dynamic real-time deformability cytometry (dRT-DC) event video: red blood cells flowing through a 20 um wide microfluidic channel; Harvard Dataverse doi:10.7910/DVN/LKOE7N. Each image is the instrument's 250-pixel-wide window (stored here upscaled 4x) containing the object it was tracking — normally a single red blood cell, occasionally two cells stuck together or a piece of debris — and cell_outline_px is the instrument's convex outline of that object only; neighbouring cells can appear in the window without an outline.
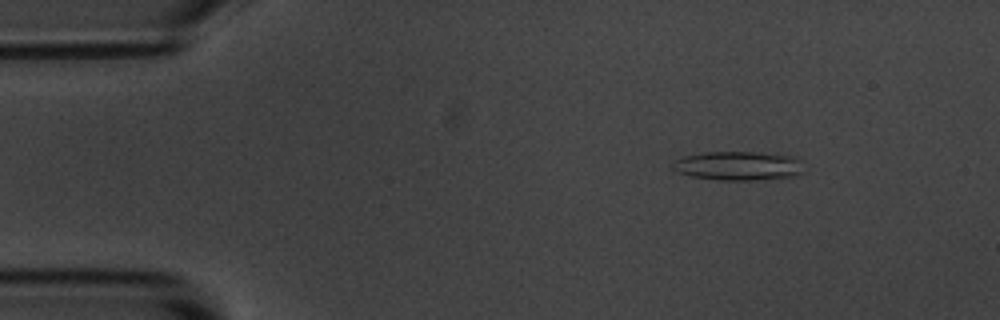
{"species": "common noctule bat (a hibernating species)", "species_latin": "Nyctalus noctula", "temperature_condition": "room temperature", "stored_images_in_passage": 51, "camera_frame_rate_fps": 3000, "um_per_image_px": 0.085, "animal": {"sex": "male", "body_mass_g": 20.1, "forearm_length_mm": 53.5}, "frame": {"image": 1, "passage_image": 2, "time_ms": 0.333, "image_size_px": [1000, 320], "cell_outline_px": [[804, 172], [796, 176], [764, 180], [720, 180], [692, 176], [676, 172], [672, 168], [672, 160], [684, 156], [704, 152], [756, 152], [796, 156]], "centroid_in_image_um": [62.74, 14.1], "position_along_channel_um": 22.3, "area_um2": 22.43}}
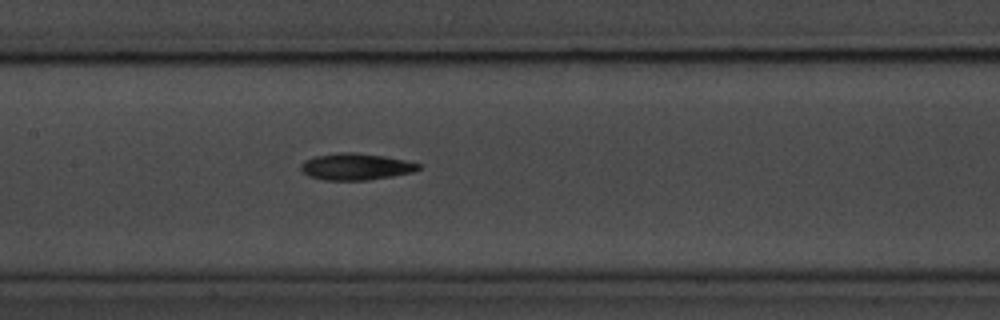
{"frame": {"image": 2, "passage_image": 21, "time_ms": 6.667, "image_size_px": [1000, 320], "cell_outline_px": [[420, 168], [412, 172], [392, 176], [368, 180], [324, 180], [308, 176], [300, 168], [300, 164], [304, 160], [316, 156], [340, 152], [352, 152], [384, 156], [404, 160], [420, 164]], "centroid_in_image_um": [30.21, 14.17], "position_along_channel_um": 177.2, "area_um2": 18.15}}
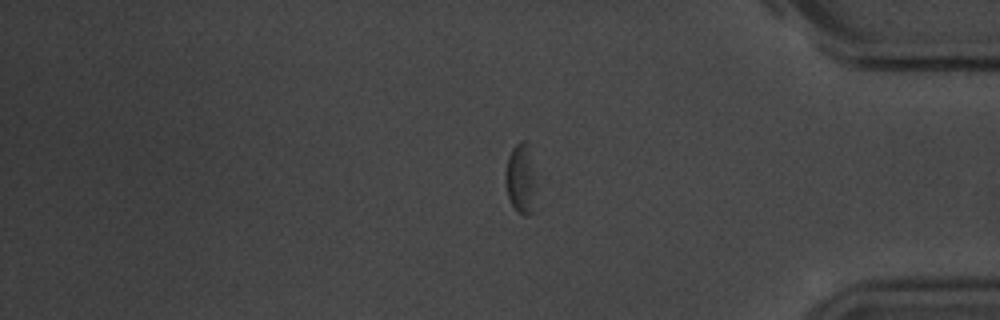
{"frame": {"image": 3, "passage_image": 41, "time_ms": 13.333, "image_size_px": [1000, 320], "cell_outline_px": [[536, 188], [532, 212], [528, 216], [524, 216], [516, 212], [508, 196], [504, 176], [504, 172], [508, 156], [512, 148], [520, 140], [528, 140], [536, 172]], "centroid_in_image_um": [44.29, 15.14], "position_along_channel_um": 390.9, "area_um2": 13.18}, "authors_computed_cell_mechanics": {"area_um2": 17.8024, "velocity_mm_per_s": 3.5357, "shape_relaxation_time_tau1_ms": 2.6442, "shape_relaxation_time_tau2_ms": 7.4053, "deformation_change_tau1": 0.0796, "deformation_change_tau2": 0.177}}